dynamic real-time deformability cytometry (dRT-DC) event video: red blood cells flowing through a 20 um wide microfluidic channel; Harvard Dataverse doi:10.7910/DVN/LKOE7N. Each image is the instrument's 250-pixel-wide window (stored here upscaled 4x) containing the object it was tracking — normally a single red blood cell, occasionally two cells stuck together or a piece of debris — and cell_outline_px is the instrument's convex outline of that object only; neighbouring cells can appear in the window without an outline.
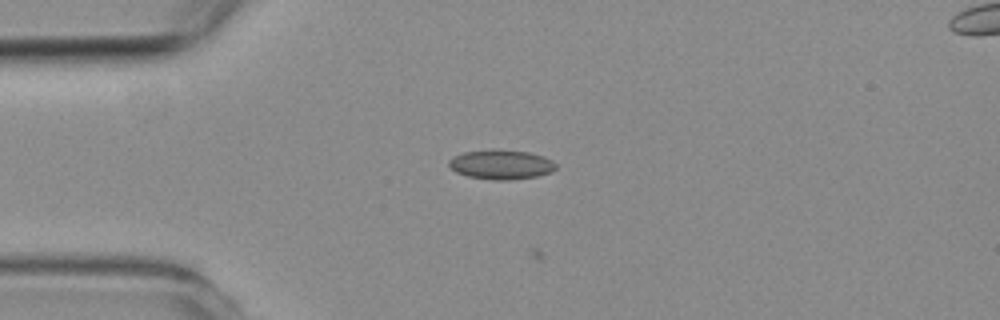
{"species": "common noctule bat (a hibernating species)", "species_latin": "Nyctalus noctula", "temperature_condition": "room temperature", "stored_images_in_passage": 3, "camera_frame_rate_fps": 3000, "um_per_image_px": 0.085, "animal": {"sex": "female", "body_mass_g": 19.3, "forearm_length_mm": 54.1}, "frame": {"image": 1, "passage_image": 1, "time_ms": 0.0, "image_size_px": [1000, 320], "cell_outline_px": [[556, 168], [552, 172], [536, 176], [512, 180], [492, 180], [468, 176], [456, 172], [448, 164], [448, 160], [464, 152], [492, 148], [528, 152], [544, 156], [552, 160], [556, 164]], "centroid_in_image_um": [42.61, 13.97], "position_along_channel_um": 42.4, "area_um2": 18.55}}